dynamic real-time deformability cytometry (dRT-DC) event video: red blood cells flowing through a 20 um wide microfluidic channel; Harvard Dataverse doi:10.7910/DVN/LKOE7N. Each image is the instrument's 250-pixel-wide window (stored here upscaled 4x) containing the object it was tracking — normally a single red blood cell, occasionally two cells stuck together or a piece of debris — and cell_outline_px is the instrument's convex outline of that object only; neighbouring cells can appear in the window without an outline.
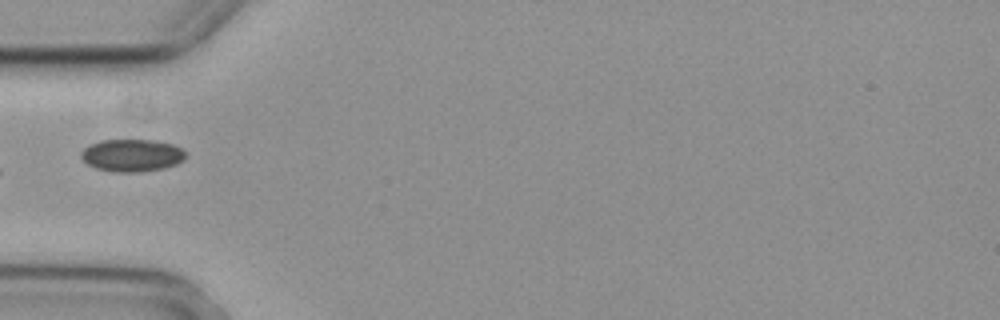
{"species": "common noctule bat (a hibernating species)", "species_latin": "Nyctalus noctula", "temperature_condition": "cold", "stored_images_in_passage": 7, "camera_frame_rate_fps": 3000, "um_per_image_px": 0.085, "animal": {"sex": "female", "body_mass_g": 29.2, "forearm_length_mm": 56.3}, "frame": {"image": 1, "passage_image": 6, "time_ms": 1.667, "image_size_px": [1000, 320], "cell_outline_px": [[184, 160], [176, 164], [164, 168], [140, 172], [116, 172], [96, 168], [88, 164], [80, 156], [80, 152], [88, 144], [100, 140], [156, 140], [172, 144], [180, 148], [184, 152]], "centroid_in_image_um": [11.18, 13.2], "position_along_channel_um": 73.8, "area_um2": 19.77}}